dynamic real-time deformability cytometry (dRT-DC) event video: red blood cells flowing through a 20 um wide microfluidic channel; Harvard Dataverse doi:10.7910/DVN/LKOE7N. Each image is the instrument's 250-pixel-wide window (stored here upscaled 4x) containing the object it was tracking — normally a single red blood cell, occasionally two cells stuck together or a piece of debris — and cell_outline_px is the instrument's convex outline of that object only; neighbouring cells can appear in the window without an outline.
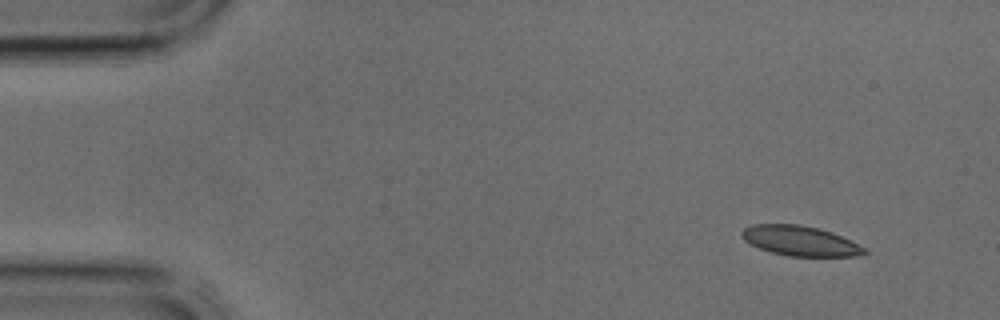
{"species": "common noctule bat (a hibernating species)", "species_latin": "Nyctalus noctula", "temperature_condition": "cold", "stored_images_in_passage": 3, "camera_frame_rate_fps": 3000, "um_per_image_px": 0.085, "animal": {"sex": "male", "body_mass_g": 17.9, "forearm_length_mm": 54.2}, "frame": {"image": 1, "passage_image": 1, "time_ms": 0.0, "image_size_px": [1000, 320], "cell_outline_px": [[868, 252], [852, 256], [788, 256], [772, 252], [760, 248], [744, 240], [740, 236], [740, 232], [744, 228], [752, 224], [800, 224], [832, 232], [868, 248]], "centroid_in_image_um": [68.0, 20.46], "position_along_channel_um": 17.0, "area_um2": 21.33}}
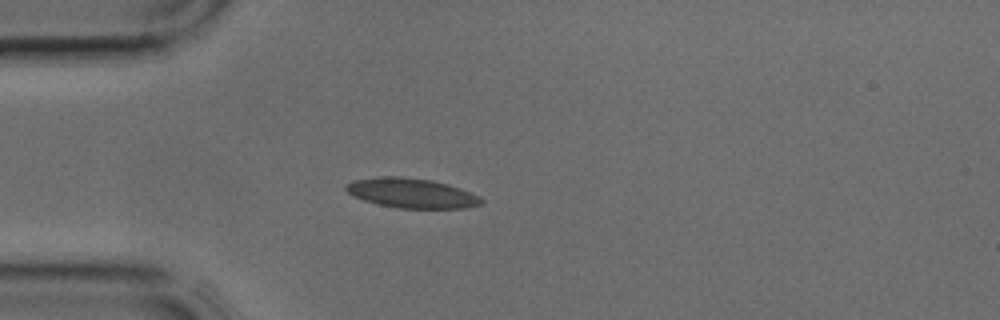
{"frame": {"image": 2, "passage_image": 3, "time_ms": 0.667, "image_size_px": [1000, 320], "cell_outline_px": [[484, 200], [480, 204], [464, 208], [400, 208], [380, 204], [364, 200], [348, 192], [344, 188], [344, 184], [352, 180], [380, 176], [400, 176], [432, 180], [448, 184], [472, 192], [480, 196]], "centroid_in_image_um": [34.99, 16.4], "position_along_channel_um": 50.0, "area_um2": 23.41}}